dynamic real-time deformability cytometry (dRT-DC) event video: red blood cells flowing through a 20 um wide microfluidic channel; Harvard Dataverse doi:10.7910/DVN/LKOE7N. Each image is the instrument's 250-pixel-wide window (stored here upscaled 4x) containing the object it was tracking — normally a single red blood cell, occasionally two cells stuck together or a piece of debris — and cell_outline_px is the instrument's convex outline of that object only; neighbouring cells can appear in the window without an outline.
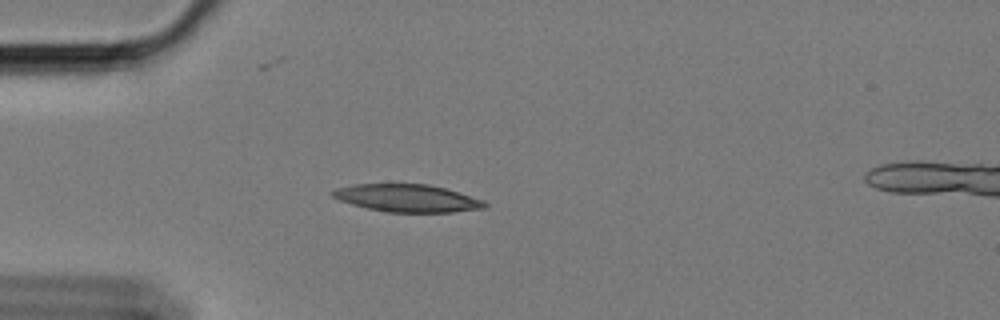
{"species": "Egyptian fruit bat (a non-hibernating species)", "species_latin": "Rousettus aegyptiacus", "temperature_condition": "cold", "stored_images_in_passage": 45, "camera_frame_rate_fps": 3000, "um_per_image_px": 0.085, "animal": {"sex": "female"}, "frame": {"image": 1, "passage_image": 2, "time_ms": 0.333, "image_size_px": [1000, 320], "cell_outline_px": [[488, 208], [452, 212], [388, 212], [368, 208], [352, 204], [340, 200], [332, 196], [328, 192], [336, 188], [352, 184], [428, 184], [444, 188], [484, 200], [488, 204]], "centroid_in_image_um": [34.62, 16.84], "position_along_channel_um": 50.4, "area_um2": 24.45}}
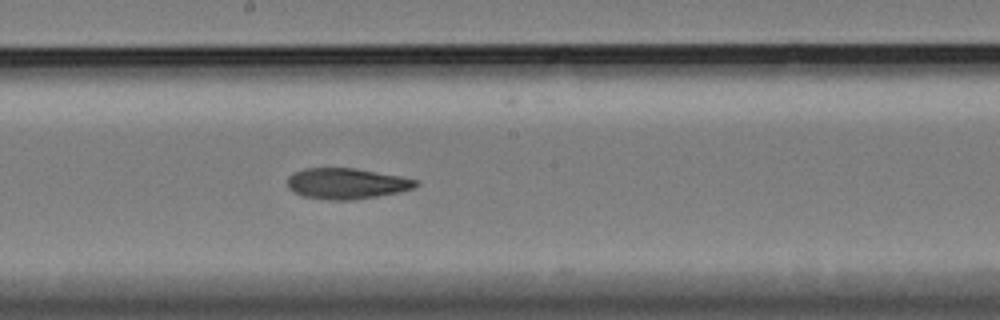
{"frame": {"image": 2, "passage_image": 18, "time_ms": 5.667, "image_size_px": [1000, 320], "cell_outline_px": [[420, 184], [412, 188], [400, 192], [356, 200], [328, 200], [300, 196], [292, 192], [288, 188], [288, 176], [292, 172], [304, 168], [352, 168], [400, 176], [420, 180]], "centroid_in_image_um": [29.43, 15.61], "position_along_channel_um": 218.8, "area_um2": 23.35}}
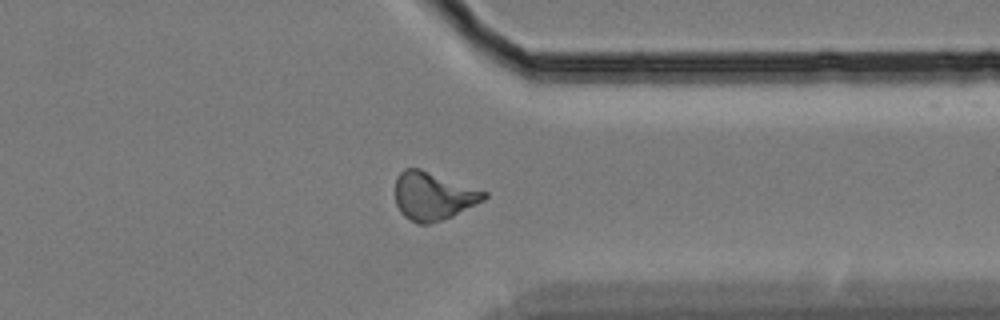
{"frame": {"image": 3, "passage_image": 32, "time_ms": 10.333, "image_size_px": [1000, 320], "cell_outline_px": [[488, 196], [484, 200], [452, 216], [428, 224], [416, 224], [404, 216], [400, 212], [396, 204], [396, 176], [404, 168], [420, 168], [488, 192]], "centroid_in_image_um": [36.8, 16.66], "position_along_channel_um": 374.6, "area_um2": 24.85}, "authors_computed_cell_mechanics": {"area_um2": 23.6402, "velocity_mm_per_s": 3.378, "shape_relaxation_time_tau1_ms": null, "shape_relaxation_time_tau2_ms": 7.0681, "deformation_change_tau1": null, "deformation_change_tau2": 0.1516}}